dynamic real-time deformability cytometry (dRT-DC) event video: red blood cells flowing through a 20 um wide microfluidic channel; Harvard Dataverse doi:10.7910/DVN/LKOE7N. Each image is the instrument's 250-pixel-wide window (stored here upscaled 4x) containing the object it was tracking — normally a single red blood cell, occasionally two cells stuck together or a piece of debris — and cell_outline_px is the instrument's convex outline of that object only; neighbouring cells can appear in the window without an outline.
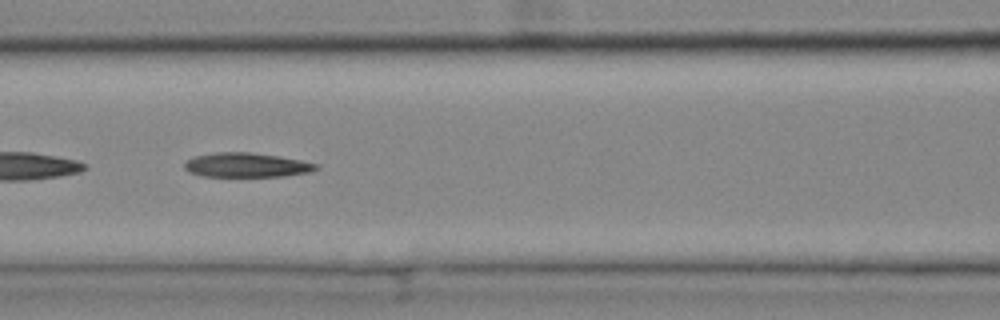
{"species": "common noctule bat (a hibernating species)", "species_latin": "Nyctalus noctula", "temperature_condition": "cold", "stored_images_in_passage": 54, "segment_of_instrument_passage": [2, 2], "camera_frame_rate_fps": 3000, "um_per_image_px": 0.085, "animal": {"sex": "female", "body_mass_g": 25.1}, "frame": {"image": 1, "passage_image": 23, "time_ms": 7.333, "image_size_px": [1000, 320], "cell_outline_px": [[320, 168], [312, 172], [284, 176], [200, 176], [188, 172], [184, 168], [184, 164], [192, 156], [216, 152], [252, 152], [280, 156], [320, 164]], "centroid_in_image_um": [20.97, 14.02], "position_along_channel_um": 145.6, "area_um2": 18.96}}
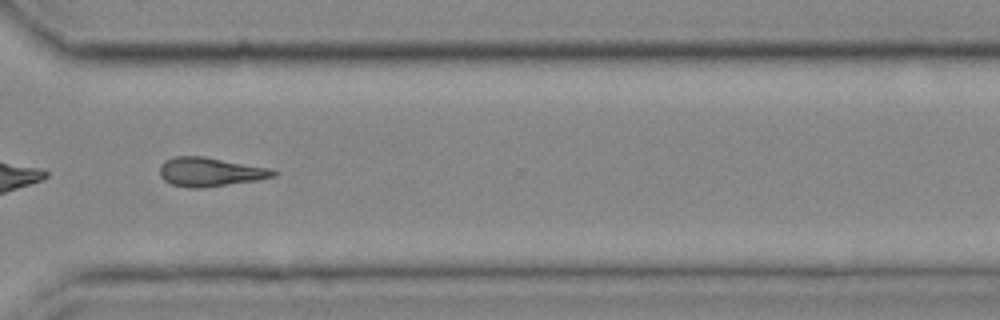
{"frame": {"image": 2, "passage_image": 40, "time_ms": 13.0, "image_size_px": [1000, 320], "cell_outline_px": [[280, 172], [276, 176], [256, 180], [204, 188], [188, 188], [172, 184], [164, 180], [160, 176], [160, 164], [164, 160], [176, 156], [204, 156], [272, 168]], "centroid_in_image_um": [17.88, 14.61], "position_along_channel_um": 352.7, "area_um2": 19.42}}